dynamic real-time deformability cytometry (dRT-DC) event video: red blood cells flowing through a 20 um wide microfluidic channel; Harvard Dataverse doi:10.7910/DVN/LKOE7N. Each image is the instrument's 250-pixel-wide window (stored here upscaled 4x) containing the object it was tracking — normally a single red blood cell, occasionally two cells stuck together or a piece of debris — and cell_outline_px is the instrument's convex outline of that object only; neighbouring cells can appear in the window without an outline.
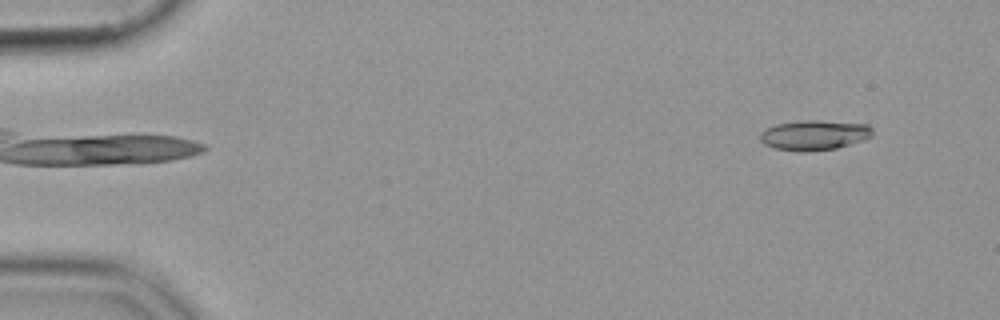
{"species": "common noctule bat (a hibernating species)", "species_latin": "Nyctalus noctula", "temperature_condition": "cold", "stored_images_in_passage": 51, "camera_frame_rate_fps": 3000, "um_per_image_px": 0.085, "animal": {"sex": "female", "body_mass_g": 19.9}, "frame": {"image": 1, "passage_image": 1, "time_ms": 0.0, "image_size_px": [1000, 320], "cell_outline_px": [[872, 136], [864, 140], [836, 148], [804, 152], [772, 148], [764, 144], [760, 140], [760, 132], [776, 124], [800, 120], [816, 120], [868, 124], [872, 128]], "centroid_in_image_um": [69.2, 11.48], "position_along_channel_um": 15.8, "area_um2": 19.71}}
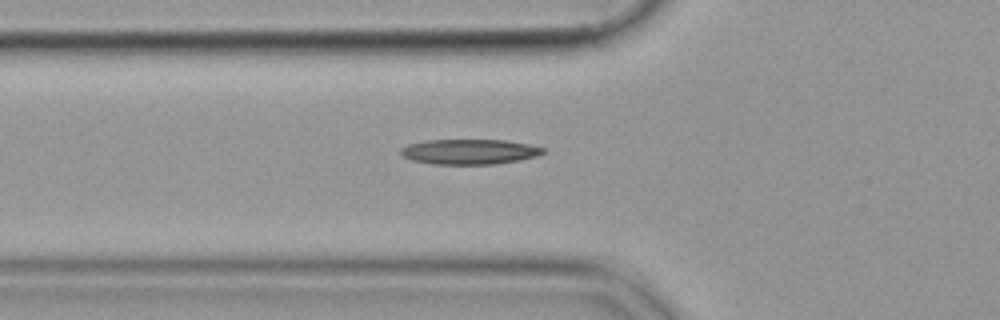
{"frame": {"image": 2, "passage_image": 16, "time_ms": 5.0, "image_size_px": [1000, 320], "cell_outline_px": [[544, 152], [536, 156], [516, 160], [492, 164], [436, 164], [412, 160], [404, 156], [400, 152], [400, 148], [408, 144], [428, 140], [504, 140], [528, 144], [544, 148]], "centroid_in_image_um": [39.87, 12.89], "position_along_channel_um": 85.9, "area_um2": 20.52}}
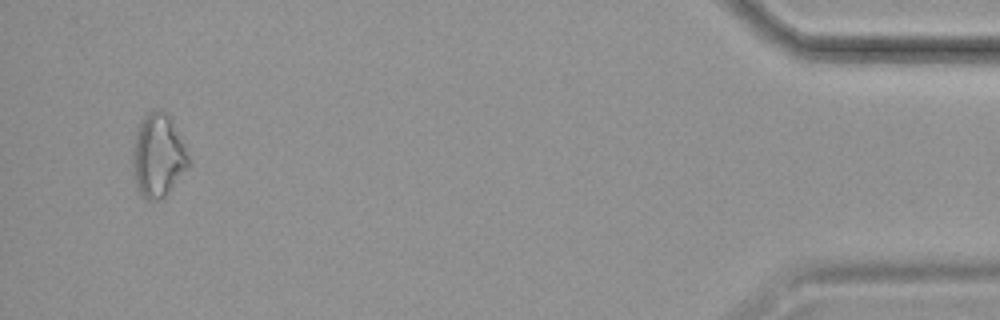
{"frame": {"image": 3, "passage_image": 49, "time_ms": 16.0, "image_size_px": [1000, 320], "cell_outline_px": [[188, 164], [168, 192], [164, 196], [152, 200], [148, 200], [136, 188], [132, 176], [132, 148], [136, 132], [140, 120], [152, 108], [156, 108], [168, 112], [184, 144], [188, 156]], "centroid_in_image_um": [13.38, 13.16], "position_along_channel_um": 421.8, "area_um2": 26.99}}